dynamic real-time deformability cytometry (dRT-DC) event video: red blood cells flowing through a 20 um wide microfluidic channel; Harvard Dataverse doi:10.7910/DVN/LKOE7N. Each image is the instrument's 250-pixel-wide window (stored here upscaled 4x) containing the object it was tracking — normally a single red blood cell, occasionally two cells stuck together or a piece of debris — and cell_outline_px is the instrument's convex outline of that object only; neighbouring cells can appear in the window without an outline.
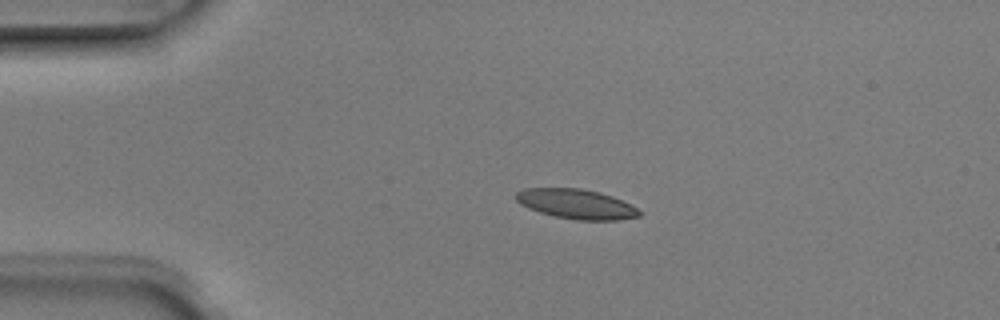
{"species": "Egyptian fruit bat (a non-hibernating species)", "species_latin": "Rousettus aegyptiacus", "temperature_condition": "room temperature", "stored_images_in_passage": 4, "camera_frame_rate_fps": 3000, "um_per_image_px": 0.085, "animal": {"sex": "male"}, "frame": {"image": 1, "passage_image": 3, "time_ms": 0.667, "image_size_px": [1000, 320], "cell_outline_px": [[644, 212], [640, 216], [616, 220], [576, 220], [556, 216], [540, 212], [528, 208], [520, 204], [516, 200], [516, 192], [524, 188], [580, 188], [600, 192], [612, 196]], "centroid_in_image_um": [48.98, 17.34], "position_along_channel_um": 36.0, "area_um2": 21.27}}